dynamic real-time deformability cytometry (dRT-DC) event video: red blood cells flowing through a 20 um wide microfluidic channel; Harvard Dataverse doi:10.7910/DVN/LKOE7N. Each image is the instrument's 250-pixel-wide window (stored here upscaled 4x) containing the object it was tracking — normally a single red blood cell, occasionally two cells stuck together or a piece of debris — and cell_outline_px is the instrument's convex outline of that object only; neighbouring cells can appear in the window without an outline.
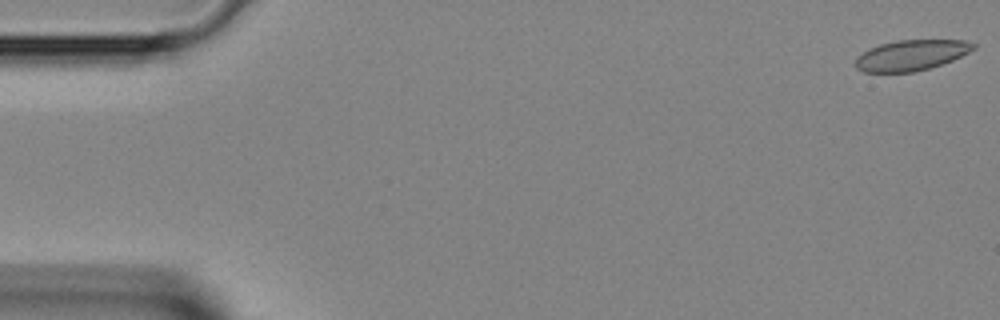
{"species": "Egyptian fruit bat (a non-hibernating species)", "species_latin": "Rousettus aegyptiacus", "temperature_condition": "room temperature", "stored_images_in_passage": 27, "camera_frame_rate_fps": 3000, "um_per_image_px": 0.085, "animal": {"sex": "female"}, "frame": {"image": 1, "passage_image": 1, "time_ms": 0.0, "image_size_px": [1000, 320], "cell_outline_px": [[976, 48], [952, 60], [928, 68], [912, 72], [864, 72], [856, 68], [856, 56], [868, 48], [880, 44], [896, 40], [964, 40], [976, 44]], "centroid_in_image_um": [77.42, 4.68], "position_along_channel_um": 7.6, "area_um2": 20.92}}
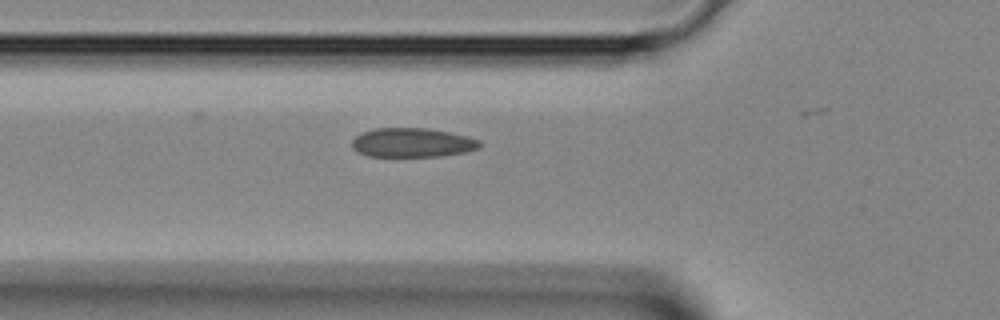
{"frame": {"image": 2, "passage_image": 15, "time_ms": 4.667, "image_size_px": [1000, 320], "cell_outline_px": [[480, 148], [464, 152], [444, 156], [368, 156], [356, 152], [352, 148], [352, 140], [360, 132], [372, 128], [428, 128], [468, 136], [480, 140]], "centroid_in_image_um": [35.01, 12.12], "position_along_channel_um": 90.8, "area_um2": 21.91}}
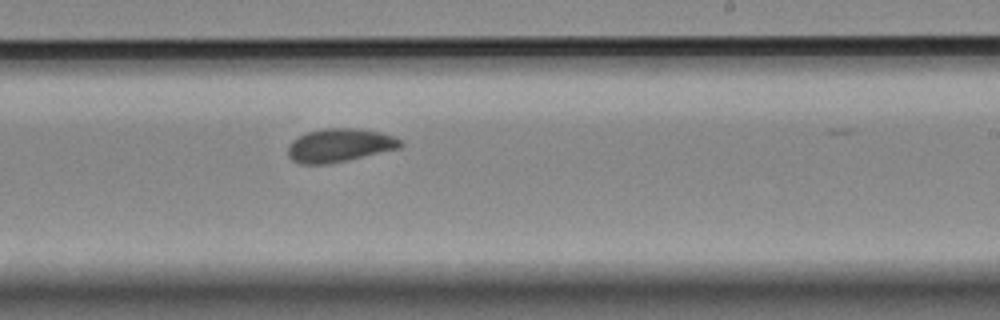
{"frame": {"image": 3, "passage_image": 26, "time_ms": 8.333, "image_size_px": [1000, 320], "cell_outline_px": [[404, 144], [400, 148], [328, 164], [300, 164], [292, 160], [288, 156], [288, 144], [296, 136], [308, 132], [324, 128], [360, 128], [380, 132], [404, 140]], "centroid_in_image_um": [28.85, 12.34], "position_along_channel_um": 260.1, "area_um2": 22.08}}